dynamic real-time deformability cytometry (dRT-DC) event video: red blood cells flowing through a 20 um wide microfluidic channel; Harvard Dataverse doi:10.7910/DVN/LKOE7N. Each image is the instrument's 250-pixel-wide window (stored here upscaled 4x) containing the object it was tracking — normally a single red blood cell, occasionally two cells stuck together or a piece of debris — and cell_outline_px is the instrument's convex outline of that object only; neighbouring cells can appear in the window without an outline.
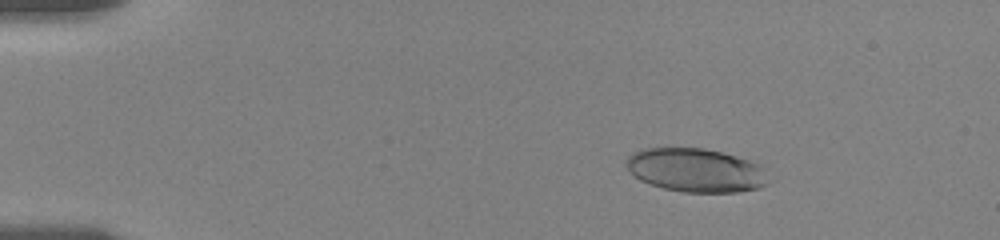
{"species": "human", "species_latin": "Homo sapiens", "temperature_condition": "room temperature", "stored_images_in_passage": 25, "camera_frame_rate_fps": 3000, "um_per_image_px": 0.085, "donor": {"sex": "female"}, "frame": {"image": 1, "passage_image": 6, "time_ms": 2.667, "image_size_px": [1000, 240], "cell_outline_px": [[768, 184], [760, 188], [736, 192], [684, 192], [664, 188], [640, 180], [624, 164], [628, 156], [632, 152], [644, 148], [704, 148], [736, 156], [760, 164]], "centroid_in_image_um": [59.12, 14.46], "position_along_channel_um": 25.9, "area_um2": 35.89}}
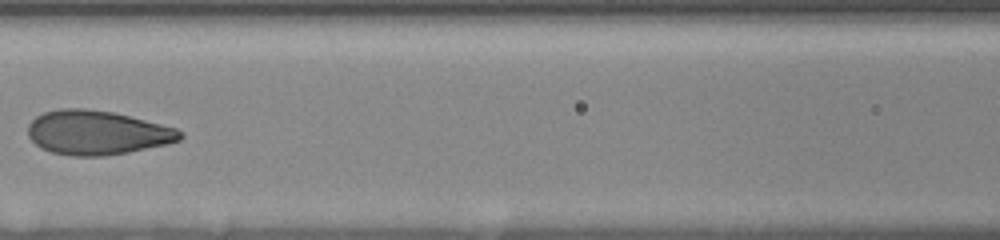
{"frame": {"image": 2, "passage_image": 17, "time_ms": 8.667, "image_size_px": [1000, 240], "cell_outline_px": [[184, 136], [180, 140], [168, 144], [128, 152], [104, 156], [72, 156], [52, 152], [40, 148], [28, 136], [28, 124], [36, 116], [44, 112], [60, 108], [84, 108], [112, 112], [176, 128]], "centroid_in_image_um": [8.22, 11.28], "position_along_channel_um": 158.4, "area_um2": 39.07}}
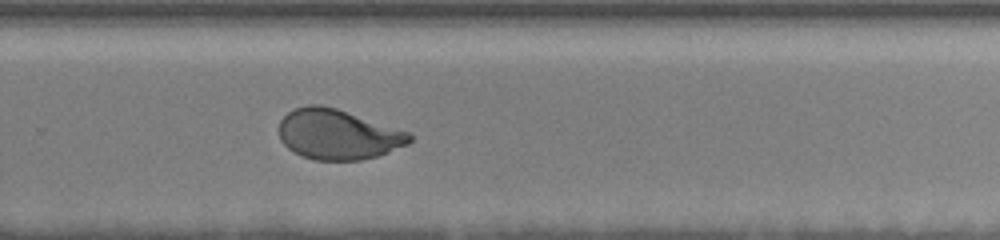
{"frame": {"image": 3, "passage_image": 25, "time_ms": 12.667, "image_size_px": [1000, 240], "cell_outline_px": [[412, 140], [408, 144], [388, 152], [376, 156], [360, 160], [316, 160], [300, 156], [288, 148], [280, 140], [280, 120], [288, 112], [296, 108], [308, 104], [320, 104], [336, 108], [412, 132]], "centroid_in_image_um": [28.74, 11.42], "position_along_channel_um": 301.1, "area_um2": 38.32}}